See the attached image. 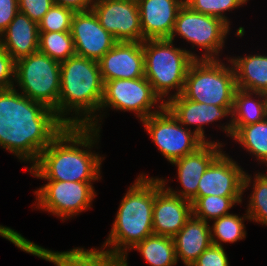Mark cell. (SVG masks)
<instances>
[{
    "label": "cell",
    "mask_w": 267,
    "mask_h": 266,
    "mask_svg": "<svg viewBox=\"0 0 267 266\" xmlns=\"http://www.w3.org/2000/svg\"><path fill=\"white\" fill-rule=\"evenodd\" d=\"M100 132L91 127L30 125L16 132L14 156L30 162L26 170L37 179L94 183L101 179L105 159L91 151L99 145Z\"/></svg>",
    "instance_id": "1"
},
{
    "label": "cell",
    "mask_w": 267,
    "mask_h": 266,
    "mask_svg": "<svg viewBox=\"0 0 267 266\" xmlns=\"http://www.w3.org/2000/svg\"><path fill=\"white\" fill-rule=\"evenodd\" d=\"M15 84L3 110L16 132L30 125L58 126L60 62L39 51L23 57L16 61Z\"/></svg>",
    "instance_id": "2"
},
{
    "label": "cell",
    "mask_w": 267,
    "mask_h": 266,
    "mask_svg": "<svg viewBox=\"0 0 267 266\" xmlns=\"http://www.w3.org/2000/svg\"><path fill=\"white\" fill-rule=\"evenodd\" d=\"M103 91L98 61L75 55L61 62L58 126L98 129Z\"/></svg>",
    "instance_id": "3"
},
{
    "label": "cell",
    "mask_w": 267,
    "mask_h": 266,
    "mask_svg": "<svg viewBox=\"0 0 267 266\" xmlns=\"http://www.w3.org/2000/svg\"><path fill=\"white\" fill-rule=\"evenodd\" d=\"M118 207L108 238L99 249L127 260L132 248L153 235L154 177L139 174Z\"/></svg>",
    "instance_id": "4"
},
{
    "label": "cell",
    "mask_w": 267,
    "mask_h": 266,
    "mask_svg": "<svg viewBox=\"0 0 267 266\" xmlns=\"http://www.w3.org/2000/svg\"><path fill=\"white\" fill-rule=\"evenodd\" d=\"M174 45L170 39L143 41L144 77L164 104L182 93L187 71L199 59L191 50Z\"/></svg>",
    "instance_id": "5"
},
{
    "label": "cell",
    "mask_w": 267,
    "mask_h": 266,
    "mask_svg": "<svg viewBox=\"0 0 267 266\" xmlns=\"http://www.w3.org/2000/svg\"><path fill=\"white\" fill-rule=\"evenodd\" d=\"M237 89L233 66L220 59H195L185 78L182 95L191 101L233 107Z\"/></svg>",
    "instance_id": "6"
},
{
    "label": "cell",
    "mask_w": 267,
    "mask_h": 266,
    "mask_svg": "<svg viewBox=\"0 0 267 266\" xmlns=\"http://www.w3.org/2000/svg\"><path fill=\"white\" fill-rule=\"evenodd\" d=\"M164 107L165 104L154 93L152 85L145 77L105 81L98 114V130L101 131L100 122L104 116L106 117L105 113L107 112L103 113V111L109 108L116 111L134 112L141 122L143 119L160 112Z\"/></svg>",
    "instance_id": "7"
},
{
    "label": "cell",
    "mask_w": 267,
    "mask_h": 266,
    "mask_svg": "<svg viewBox=\"0 0 267 266\" xmlns=\"http://www.w3.org/2000/svg\"><path fill=\"white\" fill-rule=\"evenodd\" d=\"M231 28L221 19L198 13L185 3L178 12L174 30L170 40L174 42L175 36L186 40L192 45L202 49L199 59H219L220 52ZM223 48V49H222Z\"/></svg>",
    "instance_id": "8"
},
{
    "label": "cell",
    "mask_w": 267,
    "mask_h": 266,
    "mask_svg": "<svg viewBox=\"0 0 267 266\" xmlns=\"http://www.w3.org/2000/svg\"><path fill=\"white\" fill-rule=\"evenodd\" d=\"M93 183L47 181L34 191L36 209L59 217L62 221L91 209L97 196Z\"/></svg>",
    "instance_id": "9"
},
{
    "label": "cell",
    "mask_w": 267,
    "mask_h": 266,
    "mask_svg": "<svg viewBox=\"0 0 267 266\" xmlns=\"http://www.w3.org/2000/svg\"><path fill=\"white\" fill-rule=\"evenodd\" d=\"M141 122L159 152L170 163L195 152L205 143L194 131L182 125L166 107Z\"/></svg>",
    "instance_id": "10"
},
{
    "label": "cell",
    "mask_w": 267,
    "mask_h": 266,
    "mask_svg": "<svg viewBox=\"0 0 267 266\" xmlns=\"http://www.w3.org/2000/svg\"><path fill=\"white\" fill-rule=\"evenodd\" d=\"M0 236L21 251L53 263L55 266H125L124 257L107 253L98 248L75 247L67 251H52L28 240L20 232L0 225Z\"/></svg>",
    "instance_id": "11"
},
{
    "label": "cell",
    "mask_w": 267,
    "mask_h": 266,
    "mask_svg": "<svg viewBox=\"0 0 267 266\" xmlns=\"http://www.w3.org/2000/svg\"><path fill=\"white\" fill-rule=\"evenodd\" d=\"M91 9L117 41L143 42L137 0H93Z\"/></svg>",
    "instance_id": "12"
},
{
    "label": "cell",
    "mask_w": 267,
    "mask_h": 266,
    "mask_svg": "<svg viewBox=\"0 0 267 266\" xmlns=\"http://www.w3.org/2000/svg\"><path fill=\"white\" fill-rule=\"evenodd\" d=\"M222 151L202 175L197 196L243 197L246 171Z\"/></svg>",
    "instance_id": "13"
},
{
    "label": "cell",
    "mask_w": 267,
    "mask_h": 266,
    "mask_svg": "<svg viewBox=\"0 0 267 266\" xmlns=\"http://www.w3.org/2000/svg\"><path fill=\"white\" fill-rule=\"evenodd\" d=\"M205 142L195 152L175 160L171 164L177 168V179L181 189L178 191L166 184V179L160 178L162 185L173 195L193 201L197 197L199 181L210 163L224 150V143Z\"/></svg>",
    "instance_id": "14"
},
{
    "label": "cell",
    "mask_w": 267,
    "mask_h": 266,
    "mask_svg": "<svg viewBox=\"0 0 267 266\" xmlns=\"http://www.w3.org/2000/svg\"><path fill=\"white\" fill-rule=\"evenodd\" d=\"M71 35L76 55L99 61L118 41L100 24L92 9L75 12Z\"/></svg>",
    "instance_id": "15"
},
{
    "label": "cell",
    "mask_w": 267,
    "mask_h": 266,
    "mask_svg": "<svg viewBox=\"0 0 267 266\" xmlns=\"http://www.w3.org/2000/svg\"><path fill=\"white\" fill-rule=\"evenodd\" d=\"M192 215V202L173 195L154 177L153 234L174 237Z\"/></svg>",
    "instance_id": "16"
},
{
    "label": "cell",
    "mask_w": 267,
    "mask_h": 266,
    "mask_svg": "<svg viewBox=\"0 0 267 266\" xmlns=\"http://www.w3.org/2000/svg\"><path fill=\"white\" fill-rule=\"evenodd\" d=\"M98 64L104 82L144 77L143 42L118 41Z\"/></svg>",
    "instance_id": "17"
},
{
    "label": "cell",
    "mask_w": 267,
    "mask_h": 266,
    "mask_svg": "<svg viewBox=\"0 0 267 266\" xmlns=\"http://www.w3.org/2000/svg\"><path fill=\"white\" fill-rule=\"evenodd\" d=\"M165 107L173 114V116L187 129L192 130L190 126L196 127L193 131L204 142H216L207 139L204 125L218 122L220 119L232 117V107H221L216 105H207L186 99L182 94L171 98ZM189 126V127H188Z\"/></svg>",
    "instance_id": "18"
},
{
    "label": "cell",
    "mask_w": 267,
    "mask_h": 266,
    "mask_svg": "<svg viewBox=\"0 0 267 266\" xmlns=\"http://www.w3.org/2000/svg\"><path fill=\"white\" fill-rule=\"evenodd\" d=\"M144 40L169 39L185 0H137Z\"/></svg>",
    "instance_id": "19"
},
{
    "label": "cell",
    "mask_w": 267,
    "mask_h": 266,
    "mask_svg": "<svg viewBox=\"0 0 267 266\" xmlns=\"http://www.w3.org/2000/svg\"><path fill=\"white\" fill-rule=\"evenodd\" d=\"M0 46L15 61L38 52V23L18 11L6 30L0 35Z\"/></svg>",
    "instance_id": "20"
},
{
    "label": "cell",
    "mask_w": 267,
    "mask_h": 266,
    "mask_svg": "<svg viewBox=\"0 0 267 266\" xmlns=\"http://www.w3.org/2000/svg\"><path fill=\"white\" fill-rule=\"evenodd\" d=\"M231 112L230 120L219 126L229 138L240 127L258 123L267 118V94L237 88Z\"/></svg>",
    "instance_id": "21"
},
{
    "label": "cell",
    "mask_w": 267,
    "mask_h": 266,
    "mask_svg": "<svg viewBox=\"0 0 267 266\" xmlns=\"http://www.w3.org/2000/svg\"><path fill=\"white\" fill-rule=\"evenodd\" d=\"M173 240L177 262L191 266L212 244L210 224L192 215Z\"/></svg>",
    "instance_id": "22"
},
{
    "label": "cell",
    "mask_w": 267,
    "mask_h": 266,
    "mask_svg": "<svg viewBox=\"0 0 267 266\" xmlns=\"http://www.w3.org/2000/svg\"><path fill=\"white\" fill-rule=\"evenodd\" d=\"M235 72L237 88L267 94V55L226 57Z\"/></svg>",
    "instance_id": "23"
},
{
    "label": "cell",
    "mask_w": 267,
    "mask_h": 266,
    "mask_svg": "<svg viewBox=\"0 0 267 266\" xmlns=\"http://www.w3.org/2000/svg\"><path fill=\"white\" fill-rule=\"evenodd\" d=\"M133 249L138 251L150 266H175L178 263L173 237L153 234Z\"/></svg>",
    "instance_id": "24"
},
{
    "label": "cell",
    "mask_w": 267,
    "mask_h": 266,
    "mask_svg": "<svg viewBox=\"0 0 267 266\" xmlns=\"http://www.w3.org/2000/svg\"><path fill=\"white\" fill-rule=\"evenodd\" d=\"M236 143L267 166V118L261 122L240 127L232 136Z\"/></svg>",
    "instance_id": "25"
},
{
    "label": "cell",
    "mask_w": 267,
    "mask_h": 266,
    "mask_svg": "<svg viewBox=\"0 0 267 266\" xmlns=\"http://www.w3.org/2000/svg\"><path fill=\"white\" fill-rule=\"evenodd\" d=\"M251 185L252 191L248 200L249 204H247L246 213L250 221L267 226V173L256 172L252 177L251 174L249 175L246 172L244 176V192Z\"/></svg>",
    "instance_id": "26"
},
{
    "label": "cell",
    "mask_w": 267,
    "mask_h": 266,
    "mask_svg": "<svg viewBox=\"0 0 267 266\" xmlns=\"http://www.w3.org/2000/svg\"><path fill=\"white\" fill-rule=\"evenodd\" d=\"M245 220L250 221L247 213L241 217L230 213L213 220L212 225H210L212 244L223 247L222 242L235 243L246 239Z\"/></svg>",
    "instance_id": "27"
},
{
    "label": "cell",
    "mask_w": 267,
    "mask_h": 266,
    "mask_svg": "<svg viewBox=\"0 0 267 266\" xmlns=\"http://www.w3.org/2000/svg\"><path fill=\"white\" fill-rule=\"evenodd\" d=\"M243 197H222L216 195L197 196L192 201L193 215L206 222L230 214L235 204H241Z\"/></svg>",
    "instance_id": "28"
},
{
    "label": "cell",
    "mask_w": 267,
    "mask_h": 266,
    "mask_svg": "<svg viewBox=\"0 0 267 266\" xmlns=\"http://www.w3.org/2000/svg\"><path fill=\"white\" fill-rule=\"evenodd\" d=\"M38 51L60 63L76 55L71 32H39Z\"/></svg>",
    "instance_id": "29"
},
{
    "label": "cell",
    "mask_w": 267,
    "mask_h": 266,
    "mask_svg": "<svg viewBox=\"0 0 267 266\" xmlns=\"http://www.w3.org/2000/svg\"><path fill=\"white\" fill-rule=\"evenodd\" d=\"M249 0H185V4L198 13L207 14L224 21L229 27L230 20L225 12L245 6Z\"/></svg>",
    "instance_id": "30"
},
{
    "label": "cell",
    "mask_w": 267,
    "mask_h": 266,
    "mask_svg": "<svg viewBox=\"0 0 267 266\" xmlns=\"http://www.w3.org/2000/svg\"><path fill=\"white\" fill-rule=\"evenodd\" d=\"M75 12L55 4L38 23L39 32H70Z\"/></svg>",
    "instance_id": "31"
},
{
    "label": "cell",
    "mask_w": 267,
    "mask_h": 266,
    "mask_svg": "<svg viewBox=\"0 0 267 266\" xmlns=\"http://www.w3.org/2000/svg\"><path fill=\"white\" fill-rule=\"evenodd\" d=\"M16 61L0 46V103L4 105L11 96L15 83Z\"/></svg>",
    "instance_id": "32"
},
{
    "label": "cell",
    "mask_w": 267,
    "mask_h": 266,
    "mask_svg": "<svg viewBox=\"0 0 267 266\" xmlns=\"http://www.w3.org/2000/svg\"><path fill=\"white\" fill-rule=\"evenodd\" d=\"M54 5V0H18V11L39 23Z\"/></svg>",
    "instance_id": "33"
},
{
    "label": "cell",
    "mask_w": 267,
    "mask_h": 266,
    "mask_svg": "<svg viewBox=\"0 0 267 266\" xmlns=\"http://www.w3.org/2000/svg\"><path fill=\"white\" fill-rule=\"evenodd\" d=\"M191 266H230L224 247L211 244Z\"/></svg>",
    "instance_id": "34"
},
{
    "label": "cell",
    "mask_w": 267,
    "mask_h": 266,
    "mask_svg": "<svg viewBox=\"0 0 267 266\" xmlns=\"http://www.w3.org/2000/svg\"><path fill=\"white\" fill-rule=\"evenodd\" d=\"M0 147L14 154L16 151V131L6 120L3 105L0 103Z\"/></svg>",
    "instance_id": "35"
},
{
    "label": "cell",
    "mask_w": 267,
    "mask_h": 266,
    "mask_svg": "<svg viewBox=\"0 0 267 266\" xmlns=\"http://www.w3.org/2000/svg\"><path fill=\"white\" fill-rule=\"evenodd\" d=\"M18 13V0H0V35Z\"/></svg>",
    "instance_id": "36"
},
{
    "label": "cell",
    "mask_w": 267,
    "mask_h": 266,
    "mask_svg": "<svg viewBox=\"0 0 267 266\" xmlns=\"http://www.w3.org/2000/svg\"><path fill=\"white\" fill-rule=\"evenodd\" d=\"M93 0H54L55 4L61 5L74 12H83L91 9Z\"/></svg>",
    "instance_id": "37"
},
{
    "label": "cell",
    "mask_w": 267,
    "mask_h": 266,
    "mask_svg": "<svg viewBox=\"0 0 267 266\" xmlns=\"http://www.w3.org/2000/svg\"><path fill=\"white\" fill-rule=\"evenodd\" d=\"M125 266H129V265H128V260H125Z\"/></svg>",
    "instance_id": "38"
}]
</instances>
